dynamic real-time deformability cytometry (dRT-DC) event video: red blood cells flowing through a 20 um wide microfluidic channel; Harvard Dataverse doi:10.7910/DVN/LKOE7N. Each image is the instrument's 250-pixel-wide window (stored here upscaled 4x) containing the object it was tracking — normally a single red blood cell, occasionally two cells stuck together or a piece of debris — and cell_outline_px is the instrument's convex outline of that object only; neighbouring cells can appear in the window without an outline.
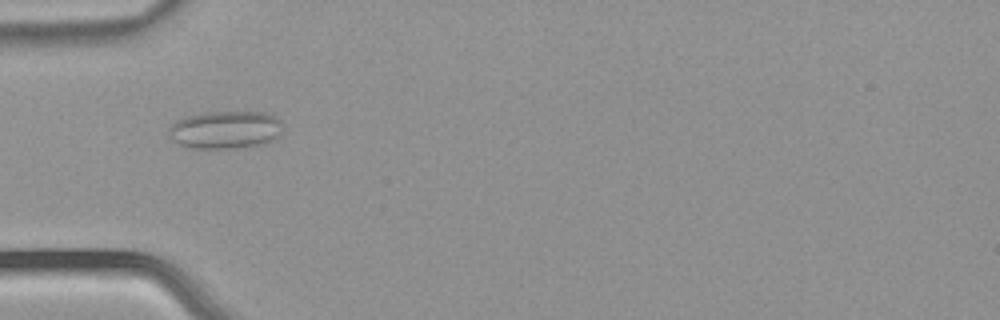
{"species": "common noctule bat (a hibernating species)", "species_latin": "Nyctalus noctula", "temperature_condition": "warm", "stored_images_in_passage": 3, "camera_frame_rate_fps": 3000, "um_per_image_px": 0.085, "animal": {"sex": "male", "body_mass_g": 21.5, "forearm_length_mm": 52.0}, "frame": {"image": 1, "passage_image": 2, "time_ms": 0.333, "image_size_px": [1000, 320], "cell_outline_px": [[280, 136], [264, 144], [236, 148], [184, 148], [172, 140], [168, 132], [168, 128], [176, 120], [184, 116], [204, 112], [264, 112], [276, 116], [280, 120]], "centroid_in_image_um": [19.11, 11.03], "position_along_channel_um": 65.9, "area_um2": 25.43}}